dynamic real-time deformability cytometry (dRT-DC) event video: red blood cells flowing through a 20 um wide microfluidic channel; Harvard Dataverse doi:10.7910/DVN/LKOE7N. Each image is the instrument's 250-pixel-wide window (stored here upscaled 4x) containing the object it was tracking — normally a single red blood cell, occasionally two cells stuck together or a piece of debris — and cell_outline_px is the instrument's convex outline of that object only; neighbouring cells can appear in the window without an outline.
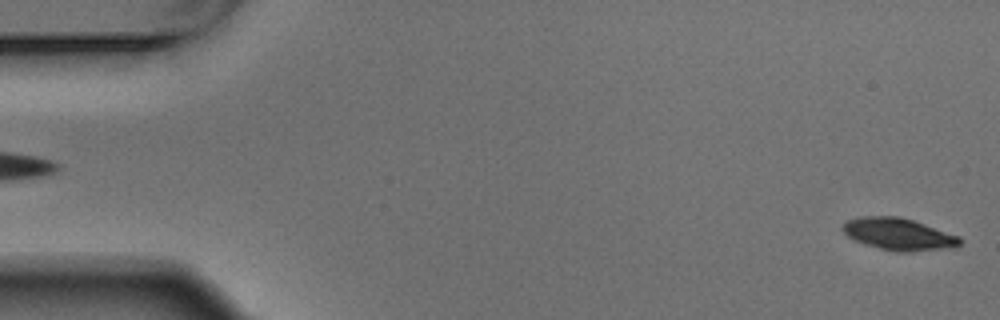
{"species": "Egyptian fruit bat (a non-hibernating species)", "species_latin": "Rousettus aegyptiacus", "temperature_condition": "warm", "stored_images_in_passage": 4, "camera_frame_rate_fps": 3000, "um_per_image_px": 0.085, "animal": {"sex": "male"}, "frame": {"image": 1, "passage_image": 4, "time_ms": 1.0, "image_size_px": [1000, 320], "cell_outline_px": [[960, 244], [952, 248], [912, 252], [904, 252], [880, 248], [864, 244], [852, 240], [840, 228], [848, 220], [860, 216], [900, 216], [960, 236]], "centroid_in_image_um": [76.37, 19.9], "position_along_channel_um": 8.6, "area_um2": 21.85}}